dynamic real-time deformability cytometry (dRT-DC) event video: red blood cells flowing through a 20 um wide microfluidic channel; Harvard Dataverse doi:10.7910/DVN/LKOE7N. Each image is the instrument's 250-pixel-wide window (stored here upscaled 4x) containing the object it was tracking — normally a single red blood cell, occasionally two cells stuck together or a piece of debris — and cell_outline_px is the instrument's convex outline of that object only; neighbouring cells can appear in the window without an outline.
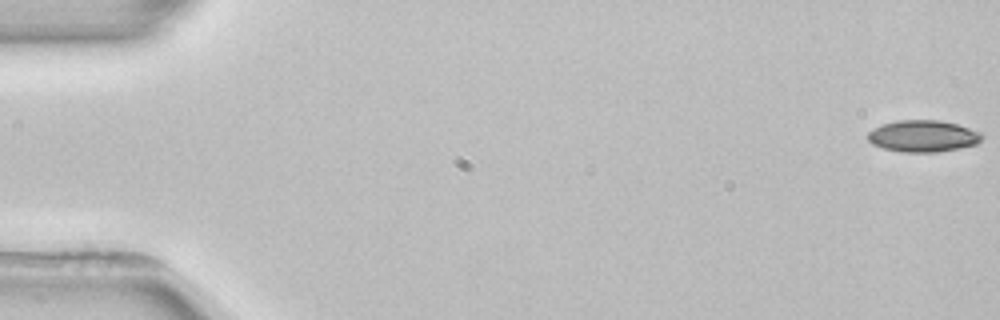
{"species": "common noctule bat (a hibernating species)", "species_latin": "Nyctalus noctula", "temperature_condition": "room temperature", "stored_images_in_passage": 7, "camera_frame_rate_fps": 3000, "um_per_image_px": 0.085, "animal": {"sex": "female", "body_mass_g": 22.7, "forearm_length_mm": 54.2}, "frame": {"image": 1, "passage_image": 1, "time_ms": 0.0, "image_size_px": [1000, 320], "cell_outline_px": [[984, 136], [976, 144], [960, 148], [936, 152], [900, 152], [884, 148], [872, 144], [868, 140], [868, 132], [872, 128], [880, 124], [896, 120], [940, 120], [956, 124], [980, 132]], "centroid_in_image_um": [78.42, 11.56], "position_along_channel_um": 6.6, "area_um2": 21.15}}
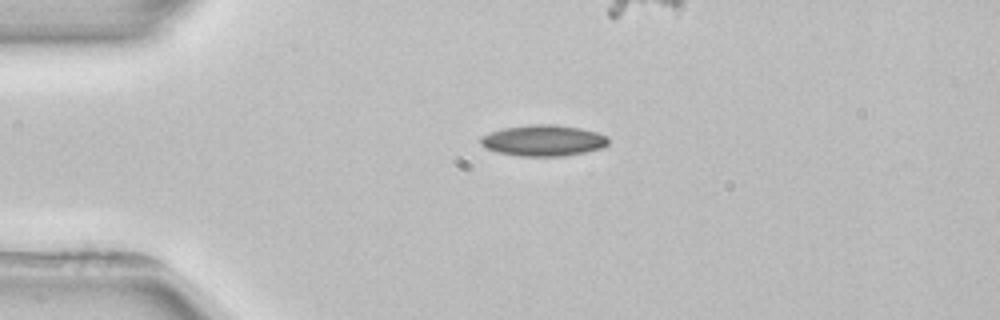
{"frame": {"image": 2, "passage_image": 4, "time_ms": 4.0, "image_size_px": [1000, 320], "cell_outline_px": [[608, 144], [604, 148], [564, 156], [520, 156], [496, 152], [484, 148], [480, 144], [480, 136], [504, 128], [532, 124], [552, 124], [580, 128], [596, 132], [608, 136]], "centroid_in_image_um": [46.18, 11.95], "position_along_channel_um": 38.8, "area_um2": 23.24}}